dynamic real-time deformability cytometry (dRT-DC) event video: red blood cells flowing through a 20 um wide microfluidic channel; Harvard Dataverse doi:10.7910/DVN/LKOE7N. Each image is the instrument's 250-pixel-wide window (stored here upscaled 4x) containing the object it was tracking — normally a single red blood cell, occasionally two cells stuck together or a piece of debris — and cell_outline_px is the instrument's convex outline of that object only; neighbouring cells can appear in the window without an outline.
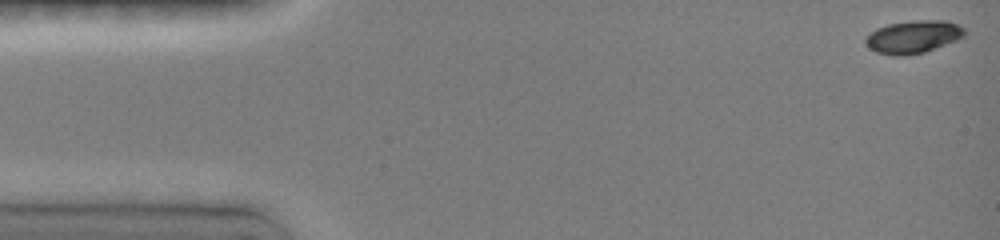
{"species": "common noctule bat (a hibernating species)", "species_latin": "Nyctalus noctula", "temperature_condition": "room temperature", "stored_images_in_passage": 11, "camera_frame_rate_fps": 3000, "um_per_image_px": 0.085, "animal": {"sex": "female", "body_mass_g": 19.0, "forearm_length_mm": 51.5}, "frame": {"image": 1, "passage_image": 1, "time_ms": 0.0, "image_size_px": [1000, 240], "cell_outline_px": [[964, 36], [956, 40], [924, 52], [900, 56], [896, 56], [876, 52], [868, 48], [864, 40], [864, 36], [876, 28], [888, 24], [916, 20], [944, 20], [960, 24], [964, 28]], "centroid_in_image_um": [77.59, 3.12], "position_along_channel_um": 7.4, "area_um2": 18.96}}
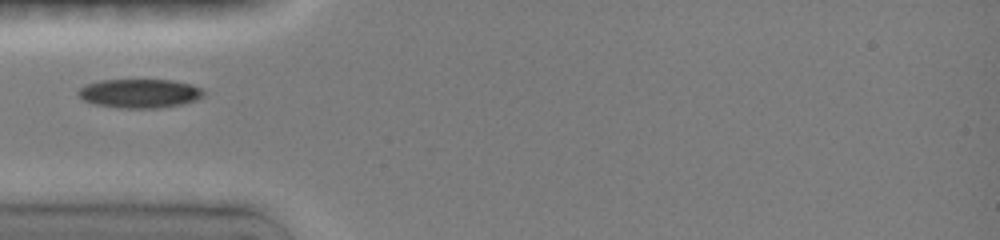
{"frame": {"image": 2, "passage_image": 9, "time_ms": 4.667, "image_size_px": [1000, 240], "cell_outline_px": [[204, 92], [196, 100], [180, 104], [156, 108], [116, 108], [96, 104], [84, 100], [76, 92], [80, 88], [88, 84], [100, 80], [172, 80], [188, 84], [200, 88]], "centroid_in_image_um": [11.83, 7.94], "position_along_channel_um": 73.2, "area_um2": 20.81}}
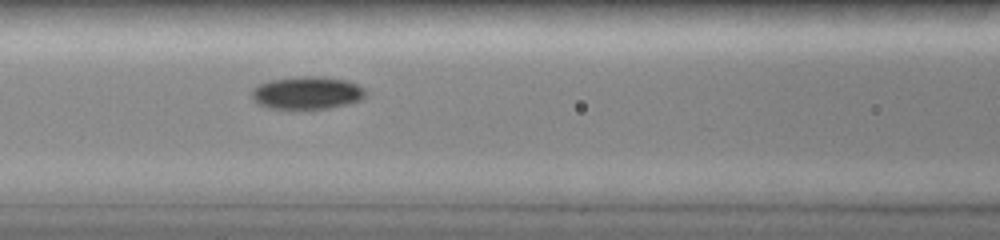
{"frame": {"image": 3, "passage_image": 11, "time_ms": 6.333, "image_size_px": [1000, 240], "cell_outline_px": [[364, 96], [360, 100], [348, 104], [328, 108], [296, 112], [268, 108], [256, 104], [252, 96], [252, 92], [260, 84], [272, 80], [296, 76], [312, 76], [344, 80], [356, 84], [364, 92]], "centroid_in_image_um": [26.03, 7.95], "position_along_channel_um": 140.6, "area_um2": 22.02}}